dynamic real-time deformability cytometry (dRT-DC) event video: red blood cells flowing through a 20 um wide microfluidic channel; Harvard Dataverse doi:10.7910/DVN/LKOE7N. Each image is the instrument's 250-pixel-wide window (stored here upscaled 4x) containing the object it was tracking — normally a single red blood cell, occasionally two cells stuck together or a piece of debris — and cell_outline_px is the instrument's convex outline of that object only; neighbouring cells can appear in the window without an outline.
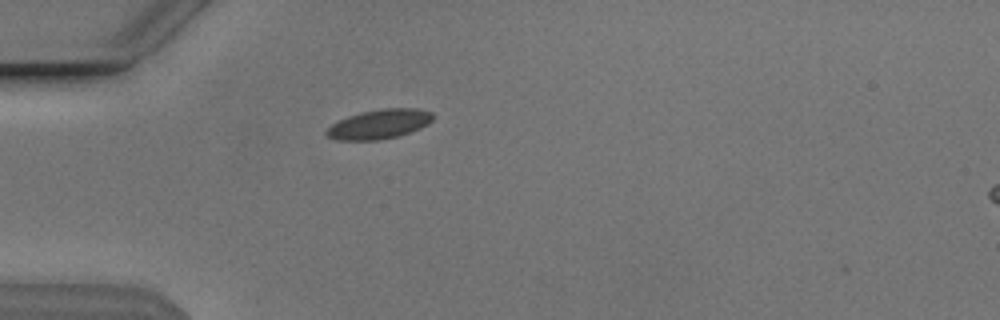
{"species": "Egyptian fruit bat (a non-hibernating species)", "species_latin": "Rousettus aegyptiacus", "temperature_condition": "cold", "stored_images_in_passage": 39, "camera_frame_rate_fps": 3000, "um_per_image_px": 0.085, "animal": {"sex": "male"}, "frame": {"image": 1, "passage_image": 1, "time_ms": 0.0, "image_size_px": [1000, 320], "cell_outline_px": [[436, 116], [428, 124], [420, 128], [396, 136], [380, 140], [336, 140], [328, 136], [324, 132], [332, 124], [348, 116], [360, 112], [380, 108], [416, 108], [432, 112]], "centroid_in_image_um": [32.25, 10.54], "position_along_channel_um": 52.7, "area_um2": 18.26}}
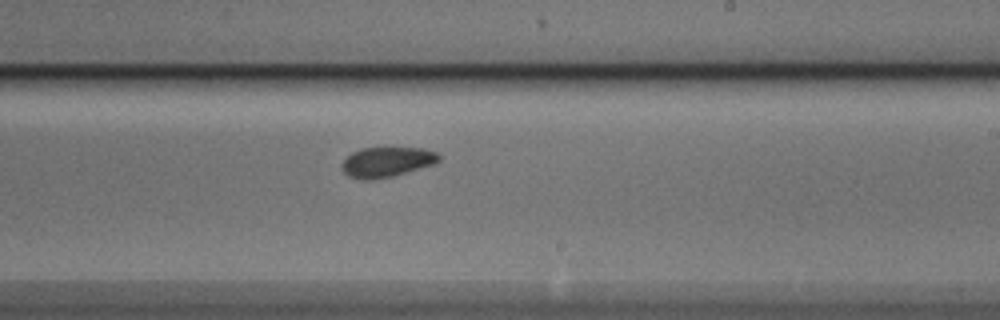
{"frame": {"image": 2, "passage_image": 18, "time_ms": 5.667, "image_size_px": [1000, 320], "cell_outline_px": [[440, 160], [436, 164], [392, 176], [372, 180], [360, 180], [348, 176], [340, 168], [340, 164], [352, 152], [364, 148], [424, 148], [436, 152], [440, 156]], "centroid_in_image_um": [32.87, 13.78], "position_along_channel_um": 256.1, "area_um2": 17.11}}
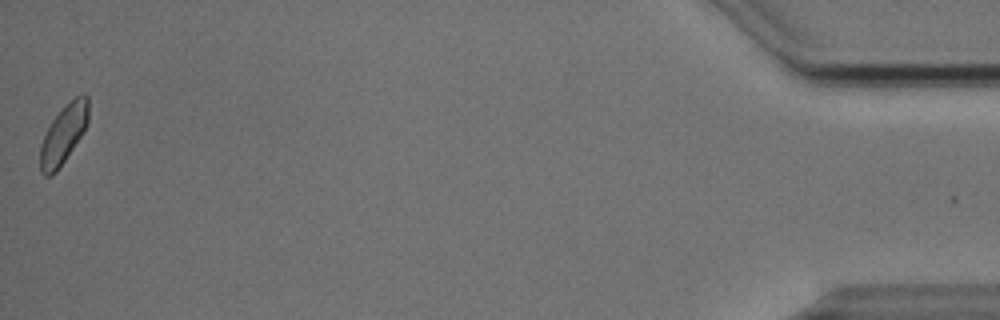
{"frame": {"image": 3, "passage_image": 39, "time_ms": 12.667, "image_size_px": [1000, 320], "cell_outline_px": [[88, 120], [80, 136], [56, 172], [52, 176], [44, 176], [40, 172], [40, 144], [52, 120], [76, 96], [84, 92], [88, 96]], "centroid_in_image_um": [5.38, 11.44], "position_along_channel_um": 429.8, "area_um2": 16.01}, "authors_computed_cell_mechanics": {"area_um2": 17.1666, "velocity_mm_per_s": 3.8107, "shape_relaxation_time_tau1_ms": 2.5878, "shape_relaxation_time_tau2_ms": 2.9594, "deformation_change_tau1": 0.0618, "deformation_change_tau2": 0.0631}}